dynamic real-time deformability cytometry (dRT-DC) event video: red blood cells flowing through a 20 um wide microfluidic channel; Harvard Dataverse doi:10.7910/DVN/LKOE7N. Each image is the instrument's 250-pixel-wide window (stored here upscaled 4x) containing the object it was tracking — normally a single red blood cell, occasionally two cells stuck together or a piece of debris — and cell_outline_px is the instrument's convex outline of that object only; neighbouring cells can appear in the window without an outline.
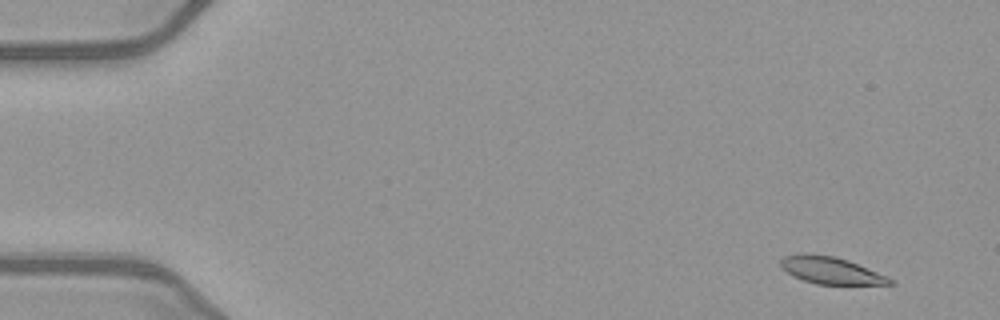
{"species": "common noctule bat (a hibernating species)", "species_latin": "Nyctalus noctula", "temperature_condition": "warm", "stored_images_in_passage": 51, "camera_frame_rate_fps": 3000, "um_per_image_px": 0.085, "animal": {"sex": "female", "body_mass_g": 21.9}, "frame": {"image": 1, "passage_image": 3, "time_ms": 0.667, "image_size_px": [1000, 320], "cell_outline_px": [[896, 284], [816, 284], [804, 280], [788, 272], [780, 264], [780, 260], [784, 256], [836, 256], [848, 260], [888, 276]], "centroid_in_image_um": [70.73, 23.02], "position_along_channel_um": 14.3, "area_um2": 16.36}}
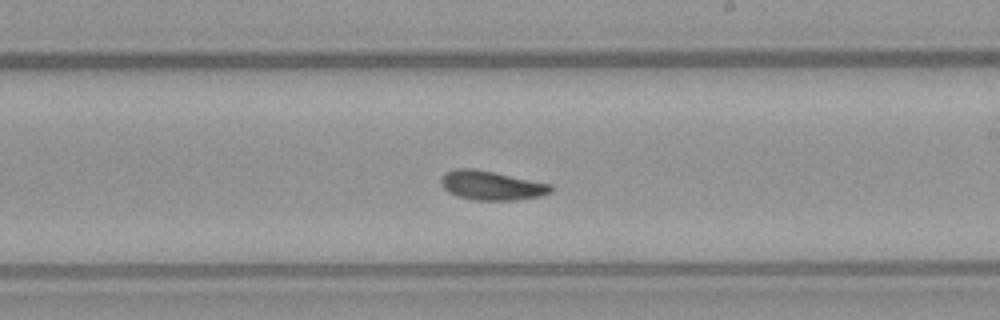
{"frame": {"image": 2, "passage_image": 30, "time_ms": 9.667, "image_size_px": [1000, 320], "cell_outline_px": [[556, 188], [552, 192], [540, 196], [516, 200], [476, 200], [456, 196], [448, 192], [444, 188], [440, 180], [444, 172], [456, 168], [472, 168], [552, 184]], "centroid_in_image_um": [41.79, 15.77], "position_along_channel_um": 247.2, "area_um2": 18.73}}
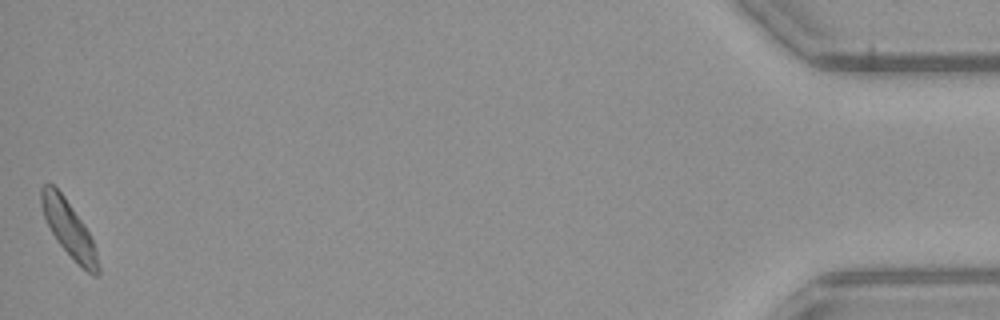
{"frame": {"image": 3, "passage_image": 51, "time_ms": 16.667, "image_size_px": [1000, 320], "cell_outline_px": [[100, 272], [96, 276], [92, 276], [56, 240], [44, 216], [40, 204], [40, 188], [44, 184], [52, 184], [64, 196], [88, 232], [92, 240], [96, 252], [100, 268]], "centroid_in_image_um": [5.83, 19.43], "position_along_channel_um": 429.4, "area_um2": 17.8}, "authors_computed_cell_mechanics": {"area_um2": 18.1492, "velocity_mm_per_s": 3.9983, "shape_relaxation_time_tau1_ms": 4.0566, "shape_relaxation_time_tau2_ms": 4.6383, "deformation_change_tau1": 0.1127, "deformation_change_tau2": 0.1206}}